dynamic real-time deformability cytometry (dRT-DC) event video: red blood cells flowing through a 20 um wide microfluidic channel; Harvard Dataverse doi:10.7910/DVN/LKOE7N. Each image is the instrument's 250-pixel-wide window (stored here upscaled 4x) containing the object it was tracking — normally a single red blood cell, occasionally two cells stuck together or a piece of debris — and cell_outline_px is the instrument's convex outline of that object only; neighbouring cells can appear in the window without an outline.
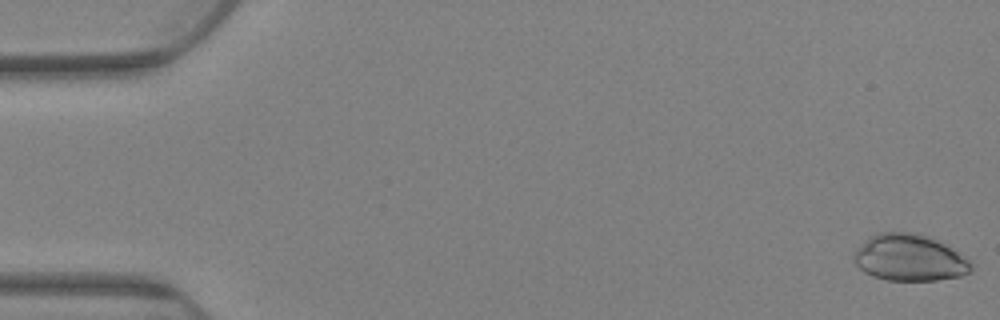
{"species": "Egyptian fruit bat (a non-hibernating species)", "species_latin": "Rousettus aegyptiacus", "temperature_condition": "warm", "stored_images_in_passage": 70, "camera_frame_rate_fps": 3000, "um_per_image_px": 0.085, "animal": {"sex": "female"}, "frame": {"image": 1, "passage_image": 2, "time_ms": 0.333, "image_size_px": [1000, 320], "cell_outline_px": [[972, 268], [968, 272], [960, 276], [936, 280], [888, 280], [872, 276], [864, 272], [852, 260], [852, 256], [856, 248], [872, 236], [880, 232], [912, 232], [928, 236], [960, 252], [972, 260]], "centroid_in_image_um": [77.31, 21.91], "position_along_channel_um": 7.7, "area_um2": 31.91}}
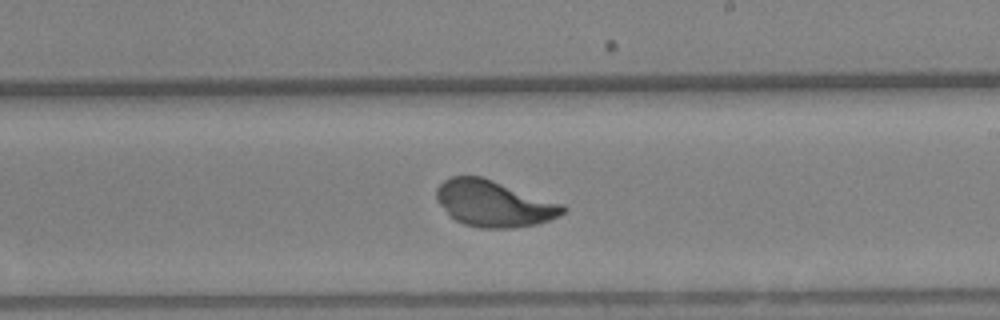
{"frame": {"image": 2, "passage_image": 49, "time_ms": 16.0, "image_size_px": [1000, 320], "cell_outline_px": [[568, 208], [564, 212], [548, 220], [536, 224], [512, 228], [480, 228], [464, 224], [456, 220], [436, 200], [436, 188], [444, 180], [452, 176], [480, 176], [564, 204]], "centroid_in_image_um": [41.97, 17.3], "position_along_channel_um": 247.0, "area_um2": 33.7}}
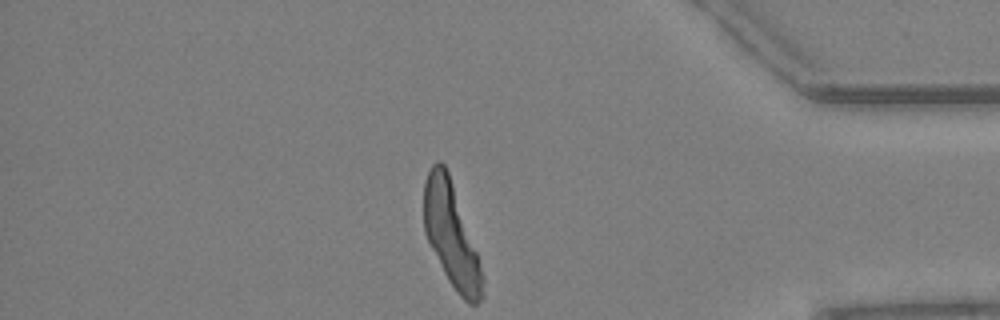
{"frame": {"image": 3, "passage_image": 70, "time_ms": 23.0, "image_size_px": [1000, 320], "cell_outline_px": [[484, 296], [476, 304], [468, 304], [456, 292], [448, 280], [424, 232], [424, 180], [432, 164], [436, 160], [440, 160], [444, 164], [448, 172], [476, 252], [484, 276]], "centroid_in_image_um": [38.35, 20.01], "position_along_channel_um": 396.8, "area_um2": 34.74}}